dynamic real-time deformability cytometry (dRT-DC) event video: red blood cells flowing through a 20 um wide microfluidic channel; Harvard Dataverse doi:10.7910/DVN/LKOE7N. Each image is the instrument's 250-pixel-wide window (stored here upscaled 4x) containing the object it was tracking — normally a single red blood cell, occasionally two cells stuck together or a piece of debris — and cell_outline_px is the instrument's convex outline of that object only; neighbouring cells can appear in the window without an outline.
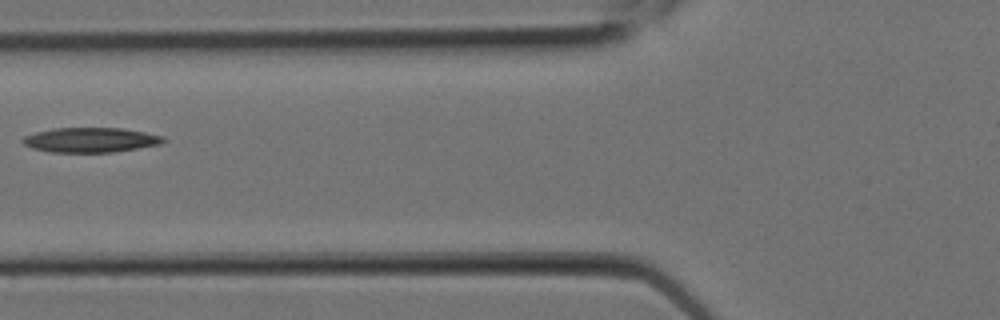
{"species": "Egyptian fruit bat (a non-hibernating species)", "species_latin": "Rousettus aegyptiacus", "temperature_condition": "room temperature", "stored_images_in_passage": 16, "camera_frame_rate_fps": 3000, "um_per_image_px": 0.085, "animal": {"sex": "female"}, "frame": {"image": 1, "passage_image": 4, "time_ms": 1.0, "image_size_px": [1000, 320], "cell_outline_px": [[168, 140], [160, 144], [112, 152], [52, 152], [32, 148], [24, 144], [20, 140], [24, 136], [36, 132], [56, 128], [124, 128], [164, 136]], "centroid_in_image_um": [7.71, 11.89], "position_along_channel_um": 118.1, "area_um2": 20.23}}
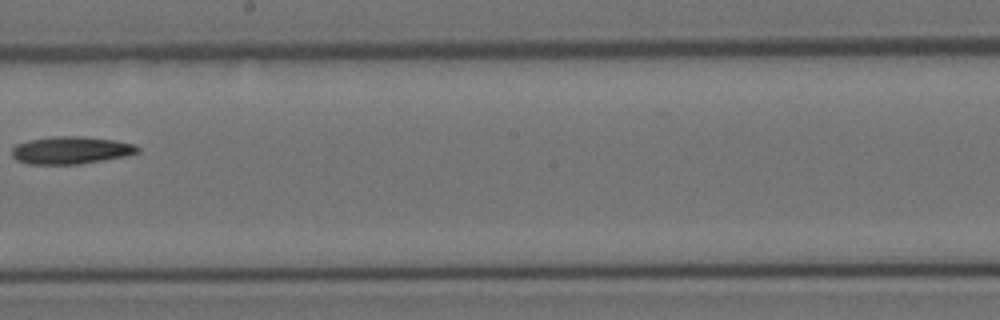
{"frame": {"image": 2, "passage_image": 8, "time_ms": 2.333, "image_size_px": [1000, 320], "cell_outline_px": [[140, 152], [128, 156], [80, 164], [28, 164], [16, 160], [12, 156], [12, 148], [16, 144], [28, 140], [52, 136], [84, 136], [116, 140], [136, 144], [140, 148]], "centroid_in_image_um": [6.06, 12.76], "position_along_channel_um": 242.1, "area_um2": 20.52}}
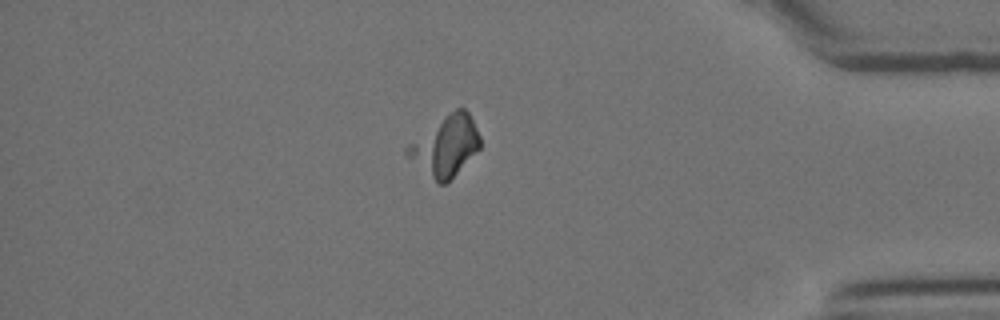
{"frame": {"image": 3, "passage_image": 14, "time_ms": 4.333, "image_size_px": [1000, 320], "cell_outline_px": [[480, 148], [448, 184], [436, 184], [404, 152], [404, 148], [408, 144], [444, 116], [456, 108], [464, 108], [468, 112], [480, 136]], "centroid_in_image_um": [37.87, 12.45], "position_along_channel_um": 397.3, "area_um2": 25.26}}